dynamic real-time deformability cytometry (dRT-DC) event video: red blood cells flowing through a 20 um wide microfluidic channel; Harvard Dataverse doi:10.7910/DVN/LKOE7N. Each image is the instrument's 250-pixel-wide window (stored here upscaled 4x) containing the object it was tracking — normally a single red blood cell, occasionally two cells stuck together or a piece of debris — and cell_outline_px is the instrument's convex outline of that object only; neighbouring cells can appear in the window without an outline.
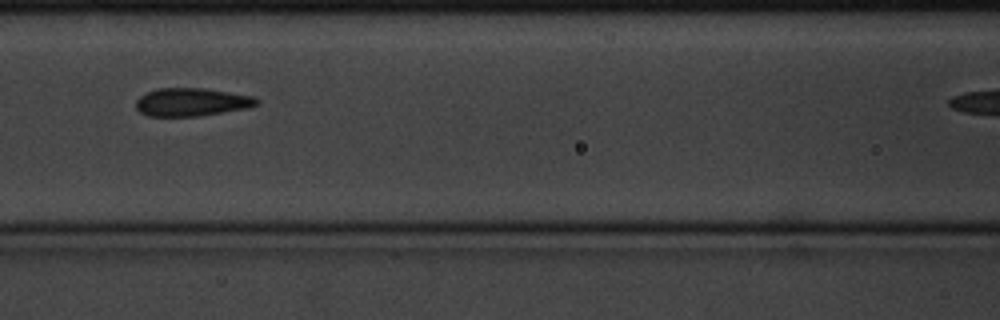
{"species": "common noctule bat (a hibernating species)", "species_latin": "Nyctalus noctula", "temperature_condition": "cold", "stored_images_in_passage": 9, "camera_frame_rate_fps": 3000, "um_per_image_px": 0.085, "animal": {"sex": "male", "body_mass_g": 20.1, "forearm_length_mm": 53.5}, "frame": {"image": 1, "passage_image": 4, "time_ms": 1.0, "image_size_px": [1000, 320], "cell_outline_px": [[260, 104], [248, 108], [196, 116], [148, 116], [140, 112], [136, 108], [136, 100], [140, 96], [148, 92], [160, 88], [204, 88], [252, 96], [260, 100]], "centroid_in_image_um": [16.3, 8.68], "position_along_channel_um": 150.3, "area_um2": 19.65}}
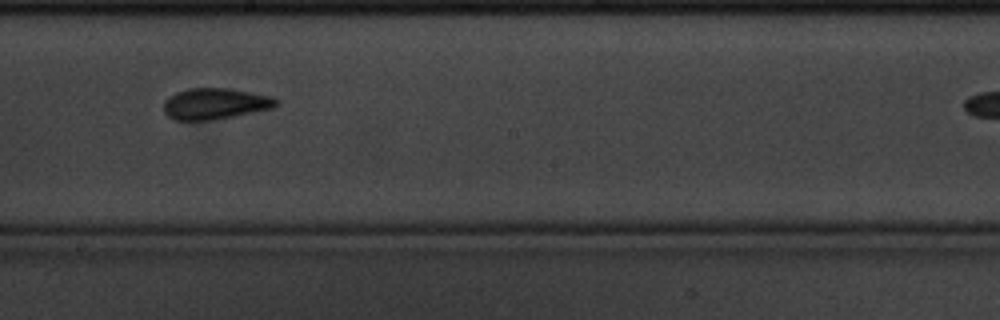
{"frame": {"image": 2, "passage_image": 6, "time_ms": 1.667, "image_size_px": [1000, 320], "cell_outline_px": [[280, 104], [276, 108], [232, 116], [200, 120], [172, 120], [164, 112], [164, 100], [168, 96], [176, 92], [188, 88], [232, 88], [272, 96], [280, 100]], "centroid_in_image_um": [18.32, 8.79], "position_along_channel_um": 229.9, "area_um2": 20.63}}
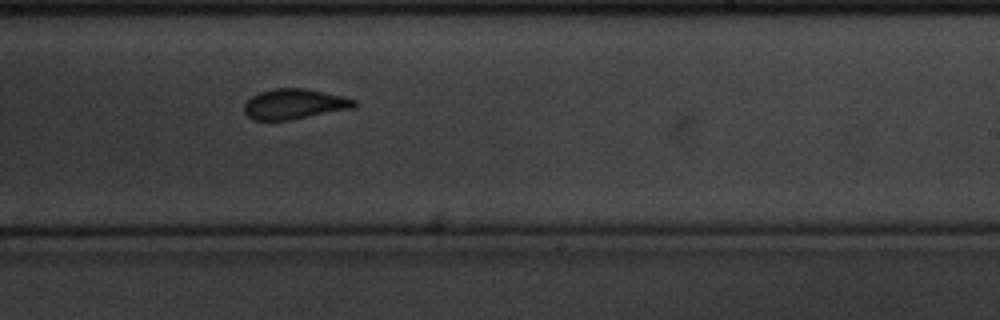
{"frame": {"image": 3, "passage_image": 7, "time_ms": 2.0, "image_size_px": [1000, 320], "cell_outline_px": [[360, 104], [356, 108], [288, 120], [252, 120], [244, 112], [244, 104], [252, 96], [260, 92], [276, 88], [304, 88], [344, 96], [356, 100]], "centroid_in_image_um": [25.07, 8.84], "position_along_channel_um": 263.9, "area_um2": 19.54}}